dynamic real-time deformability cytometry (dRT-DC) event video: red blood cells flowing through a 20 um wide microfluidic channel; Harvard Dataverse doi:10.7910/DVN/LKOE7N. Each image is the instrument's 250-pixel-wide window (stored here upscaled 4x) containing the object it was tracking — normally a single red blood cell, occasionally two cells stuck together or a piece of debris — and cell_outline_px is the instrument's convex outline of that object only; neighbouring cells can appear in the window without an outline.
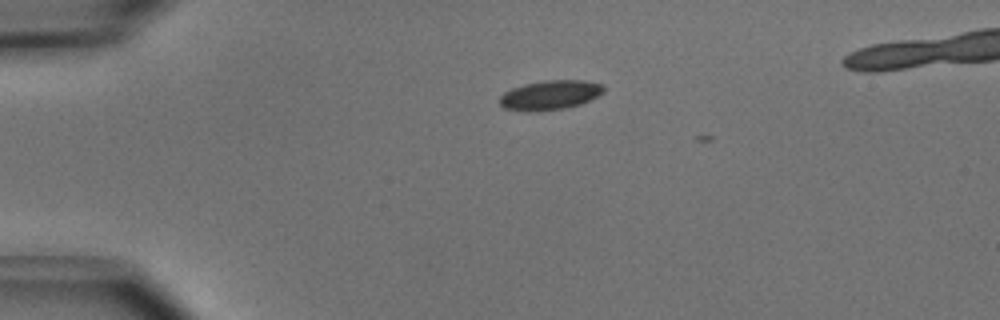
{"species": "common noctule bat (a hibernating species)", "species_latin": "Nyctalus noctula", "temperature_condition": "cold", "stored_images_in_passage": 5, "camera_frame_rate_fps": 3000, "um_per_image_px": 0.085, "animal": {"sex": "male", "body_mass_g": 15.6}, "frame": {"image": 1, "passage_image": 3, "time_ms": 0.667, "image_size_px": [1000, 320], "cell_outline_px": [[604, 92], [580, 104], [564, 108], [528, 112], [504, 108], [500, 104], [500, 96], [504, 92], [512, 88], [524, 84], [544, 80], [584, 80], [604, 84]], "centroid_in_image_um": [46.75, 8.07], "position_along_channel_um": 38.3, "area_um2": 17.8}}